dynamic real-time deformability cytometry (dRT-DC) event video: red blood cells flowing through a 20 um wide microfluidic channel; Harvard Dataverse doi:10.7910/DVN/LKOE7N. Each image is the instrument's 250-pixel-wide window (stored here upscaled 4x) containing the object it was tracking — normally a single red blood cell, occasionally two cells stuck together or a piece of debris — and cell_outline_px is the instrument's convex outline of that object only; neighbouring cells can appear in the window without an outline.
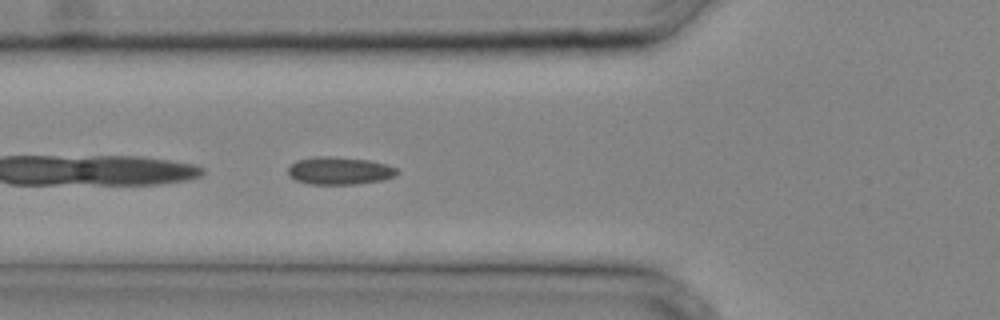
{"species": "common noctule bat (a hibernating species)", "species_latin": "Nyctalus noctula", "temperature_condition": "cold", "stored_images_in_passage": 34, "camera_frame_rate_fps": 3000, "um_per_image_px": 0.085, "animal": {"sex": "male", "body_mass_g": 20.4}, "frame": {"image": 1, "passage_image": 13, "time_ms": 4.0, "image_size_px": [1000, 320], "cell_outline_px": [[400, 172], [396, 176], [384, 180], [356, 184], [308, 184], [296, 180], [288, 176], [288, 168], [296, 160], [316, 156], [336, 156], [368, 160], [388, 164], [396, 168]], "centroid_in_image_um": [28.88, 14.51], "position_along_channel_um": 96.9, "area_um2": 17.86}}
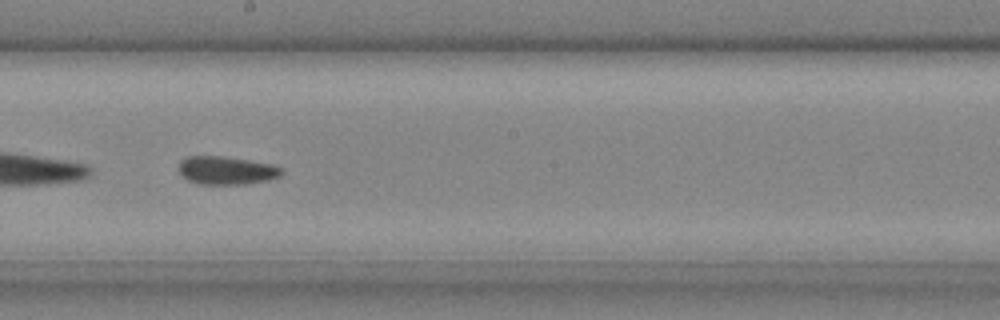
{"frame": {"image": 2, "passage_image": 20, "time_ms": 6.333, "image_size_px": [1000, 320], "cell_outline_px": [[284, 172], [280, 176], [268, 180], [248, 184], [200, 184], [188, 180], [180, 172], [180, 160], [188, 156], [224, 156], [272, 164], [284, 168]], "centroid_in_image_um": [19.3, 14.48], "position_along_channel_um": 228.9, "area_um2": 16.94}}
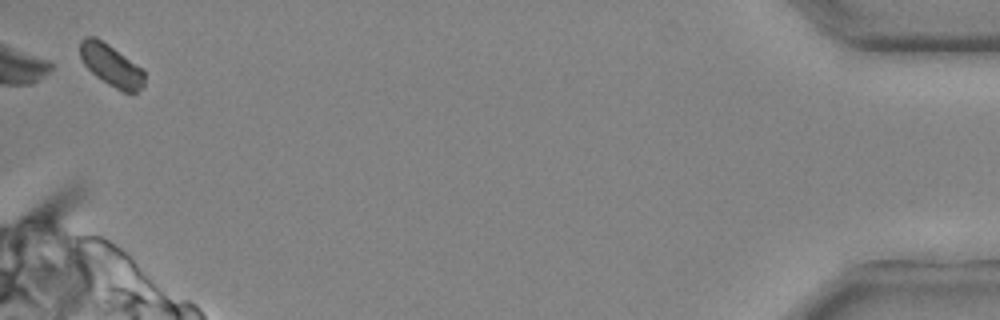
{"frame": {"image": 3, "passage_image": 34, "time_ms": 11.0, "image_size_px": [1000, 320], "cell_outline_px": [[144, 88], [136, 92], [124, 92], [108, 84], [96, 76], [84, 64], [80, 56], [80, 40], [84, 36], [96, 36], [108, 44], [140, 68], [144, 72]], "centroid_in_image_um": [9.42, 5.54], "position_along_channel_um": 425.8, "area_um2": 15.43}}